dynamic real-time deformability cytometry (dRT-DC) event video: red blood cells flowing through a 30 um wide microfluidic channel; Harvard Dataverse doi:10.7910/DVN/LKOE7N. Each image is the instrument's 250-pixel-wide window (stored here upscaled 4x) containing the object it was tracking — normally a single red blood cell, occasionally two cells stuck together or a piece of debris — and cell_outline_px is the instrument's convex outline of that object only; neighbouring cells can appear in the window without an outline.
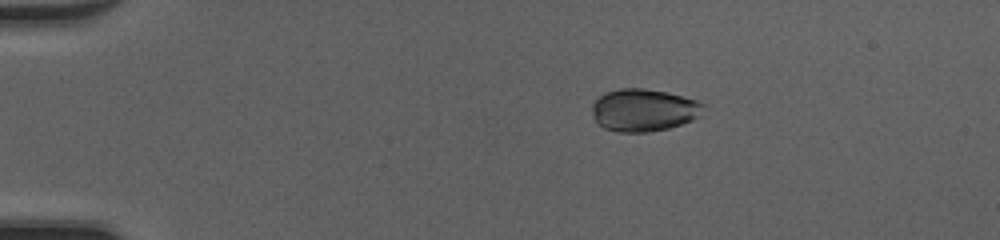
{"species": "common noctule bat (a hibernating species)", "species_latin": "Nyctalus noctula", "temperature_condition": "cold", "stored_images_in_passage": 50, "camera_frame_rate_fps": 3000, "um_per_image_px": 0.085, "animal": {"sex": "female", "body_mass_g": 20.0, "forearm_length_mm": 54.0}, "frame": {"image": 1, "passage_image": 10, "time_ms": 3.0, "image_size_px": [1000, 240], "cell_outline_px": [[704, 104], [700, 116], [692, 120], [668, 128], [648, 132], [620, 132], [604, 128], [596, 120], [592, 112], [592, 104], [604, 92], [620, 88], [644, 88], [668, 92], [696, 100]], "centroid_in_image_um": [54.71, 9.34], "position_along_channel_um": 30.3, "area_um2": 27.46}}
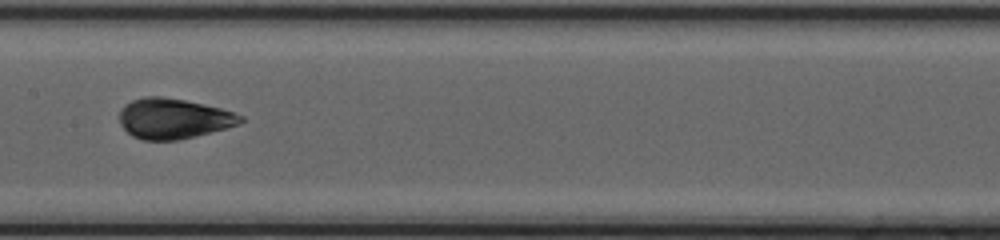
{"frame": {"image": 2, "passage_image": 27, "time_ms": 8.667, "image_size_px": [1000, 240], "cell_outline_px": [[244, 120], [240, 124], [228, 128], [196, 136], [176, 140], [144, 140], [132, 136], [120, 124], [120, 112], [124, 104], [132, 100], [144, 96], [160, 96], [184, 100], [204, 104], [220, 108], [244, 116]], "centroid_in_image_um": [14.76, 10.08], "position_along_channel_um": 192.6, "area_um2": 28.5}}
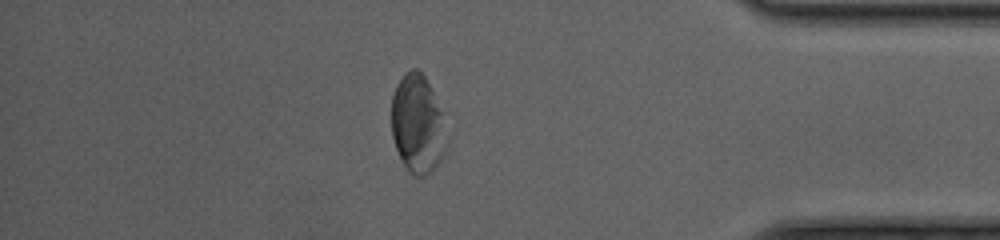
{"frame": {"image": 3, "passage_image": 44, "time_ms": 14.333, "image_size_px": [1000, 240], "cell_outline_px": [[448, 144], [440, 160], [424, 176], [416, 176], [408, 172], [396, 148], [392, 136], [392, 96], [396, 84], [412, 68], [416, 68], [424, 76], [432, 92], [440, 112]], "centroid_in_image_um": [35.47, 10.57], "position_along_channel_um": 399.7, "area_um2": 30.75}, "authors_computed_cell_mechanics": {"area_um2": 28.322, "velocity_mm_per_s": 4.1592, "shape_relaxation_time_tau1_ms": 4.1172, "shape_relaxation_time_tau2_ms": 0.7021, "deformation_change_tau1": 0.1213, "deformation_change_tau2": 0.0489}}